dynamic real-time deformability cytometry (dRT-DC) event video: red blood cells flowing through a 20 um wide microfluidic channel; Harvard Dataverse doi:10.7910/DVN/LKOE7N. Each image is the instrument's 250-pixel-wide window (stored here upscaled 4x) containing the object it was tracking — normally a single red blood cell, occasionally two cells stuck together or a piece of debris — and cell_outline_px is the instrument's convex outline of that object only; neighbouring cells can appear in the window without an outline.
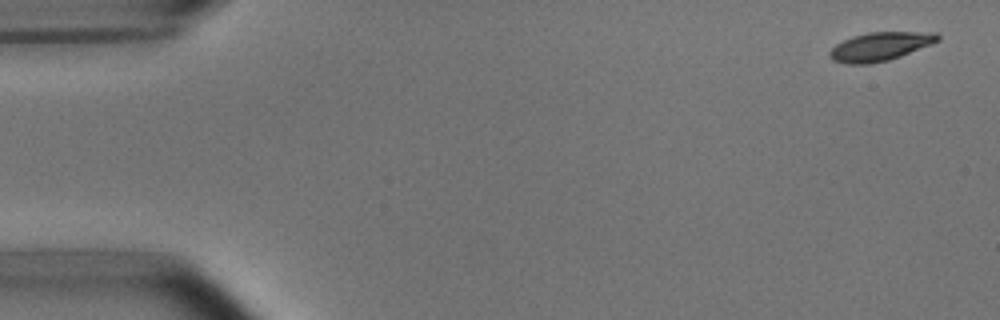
{"species": "common noctule bat (a hibernating species)", "species_latin": "Nyctalus noctula", "temperature_condition": "room temperature", "stored_images_in_passage": 4, "camera_frame_rate_fps": 3000, "um_per_image_px": 0.085, "animal": {"sex": "male", "body_mass_g": 15.6}, "frame": {"image": 1, "passage_image": 1, "time_ms": 0.0, "image_size_px": [1000, 320], "cell_outline_px": [[940, 40], [932, 44], [900, 56], [888, 60], [868, 64], [848, 64], [832, 60], [828, 56], [828, 52], [836, 44], [852, 36], [868, 32], [936, 32], [940, 36]], "centroid_in_image_um": [74.8, 3.95], "position_along_channel_um": 10.2, "area_um2": 18.03}}